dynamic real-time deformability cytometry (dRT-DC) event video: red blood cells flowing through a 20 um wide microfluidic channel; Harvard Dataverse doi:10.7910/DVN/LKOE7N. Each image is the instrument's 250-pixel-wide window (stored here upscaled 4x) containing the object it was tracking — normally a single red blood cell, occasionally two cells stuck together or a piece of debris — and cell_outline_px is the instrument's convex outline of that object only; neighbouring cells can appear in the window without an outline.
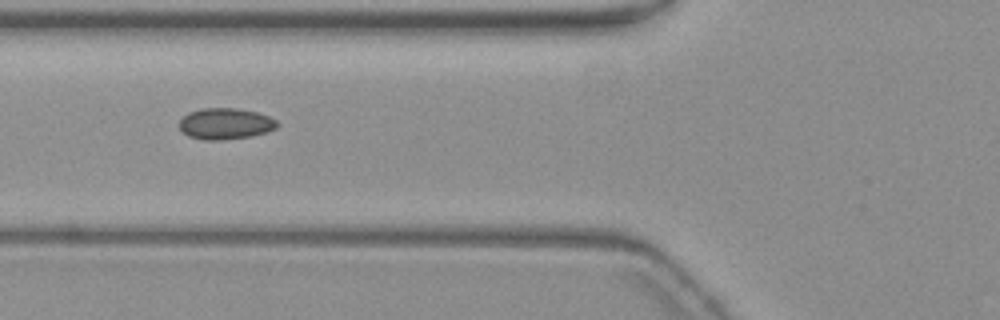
{"species": "common noctule bat (a hibernating species)", "species_latin": "Nyctalus noctula", "temperature_condition": "warm", "stored_images_in_passage": 2, "camera_frame_rate_fps": 3000, "um_per_image_px": 0.085, "animal": {"sex": "female", "body_mass_g": 19.3, "forearm_length_mm": 54.1}, "frame": {"image": 1, "passage_image": 2, "time_ms": 1.333, "image_size_px": [1000, 320], "cell_outline_px": [[280, 124], [276, 128], [268, 132], [252, 136], [220, 140], [204, 140], [188, 136], [180, 128], [180, 120], [188, 112], [200, 108], [236, 108], [256, 112], [268, 116], [276, 120]], "centroid_in_image_um": [19.17, 10.51], "position_along_channel_um": 106.6, "area_um2": 17.86}}